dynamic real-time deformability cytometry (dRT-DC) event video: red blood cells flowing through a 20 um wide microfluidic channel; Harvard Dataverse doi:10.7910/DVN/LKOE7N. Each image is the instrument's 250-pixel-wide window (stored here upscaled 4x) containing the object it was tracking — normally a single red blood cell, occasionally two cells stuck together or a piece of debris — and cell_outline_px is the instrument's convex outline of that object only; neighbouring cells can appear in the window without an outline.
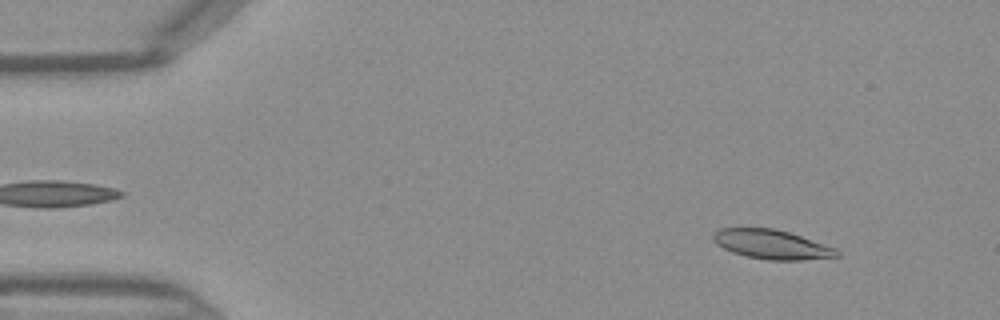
{"species": "Egyptian fruit bat (a non-hibernating species)", "species_latin": "Rousettus aegyptiacus", "temperature_condition": "warm", "stored_images_in_passage": 45, "camera_frame_rate_fps": 3000, "um_per_image_px": 0.085, "frame": {"image": 1, "passage_image": 4, "time_ms": 1.0, "image_size_px": [1000, 320], "cell_outline_px": [[840, 256], [800, 260], [768, 260], [748, 256], [732, 252], [716, 244], [712, 240], [712, 236], [720, 228], [772, 228], [788, 232], [836, 248], [840, 252]], "centroid_in_image_um": [65.59, 20.78], "position_along_channel_um": 19.4, "area_um2": 20.87}}
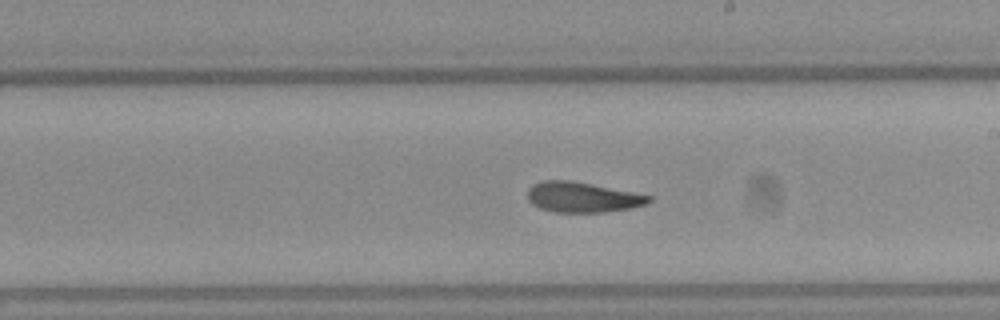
{"frame": {"image": 2, "passage_image": 25, "time_ms": 8.0, "image_size_px": [1000, 320], "cell_outline_px": [[652, 200], [648, 204], [632, 208], [604, 212], [552, 212], [540, 208], [532, 204], [528, 200], [528, 188], [532, 184], [544, 180], [572, 180], [652, 196]], "centroid_in_image_um": [49.5, 16.76], "position_along_channel_um": 239.5, "area_um2": 21.5}}
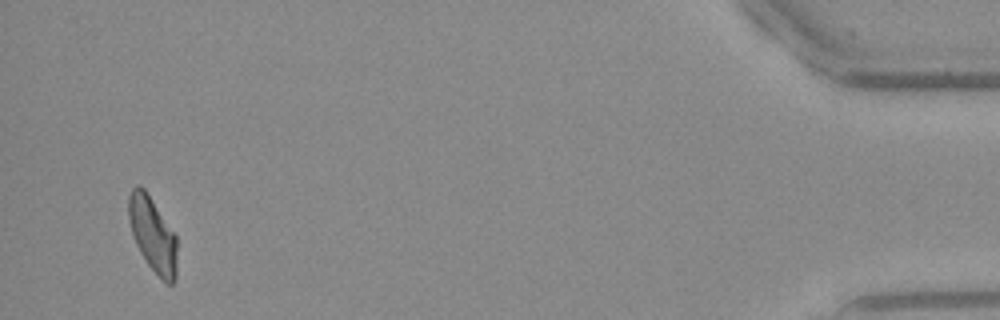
{"frame": {"image": 3, "passage_image": 43, "time_ms": 14.0, "image_size_px": [1000, 320], "cell_outline_px": [[176, 280], [172, 284], [168, 284], [148, 264], [140, 252], [136, 244], [128, 220], [128, 196], [132, 188], [136, 184], [140, 184], [144, 188], [176, 236]], "centroid_in_image_um": [12.95, 19.9], "position_along_channel_um": 422.2, "area_um2": 20.81}}